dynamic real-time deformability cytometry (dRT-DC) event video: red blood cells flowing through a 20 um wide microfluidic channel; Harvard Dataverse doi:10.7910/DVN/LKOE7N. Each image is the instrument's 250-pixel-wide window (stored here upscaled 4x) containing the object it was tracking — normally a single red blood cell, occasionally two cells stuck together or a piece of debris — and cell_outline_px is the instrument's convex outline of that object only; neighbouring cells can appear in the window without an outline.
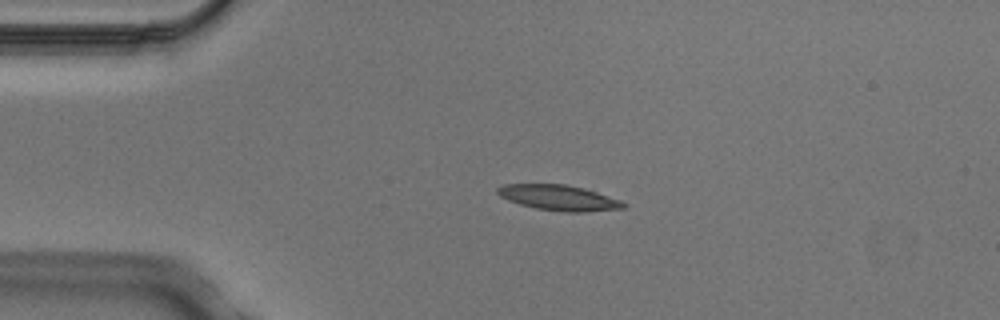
{"species": "Egyptian fruit bat (a non-hibernating species)", "species_latin": "Rousettus aegyptiacus", "temperature_condition": "cold", "stored_images_in_passage": 4, "camera_frame_rate_fps": 3000, "um_per_image_px": 0.085, "animal": {"sex": "male"}, "frame": {"image": 1, "passage_image": 3, "time_ms": 0.667, "image_size_px": [1000, 320], "cell_outline_px": [[628, 204], [624, 208], [584, 212], [564, 212], [536, 208], [520, 204], [508, 200], [500, 196], [496, 192], [496, 188], [504, 184], [564, 184], [584, 188], [620, 200]], "centroid_in_image_um": [47.49, 16.8], "position_along_channel_um": 37.5, "area_um2": 18.61}}